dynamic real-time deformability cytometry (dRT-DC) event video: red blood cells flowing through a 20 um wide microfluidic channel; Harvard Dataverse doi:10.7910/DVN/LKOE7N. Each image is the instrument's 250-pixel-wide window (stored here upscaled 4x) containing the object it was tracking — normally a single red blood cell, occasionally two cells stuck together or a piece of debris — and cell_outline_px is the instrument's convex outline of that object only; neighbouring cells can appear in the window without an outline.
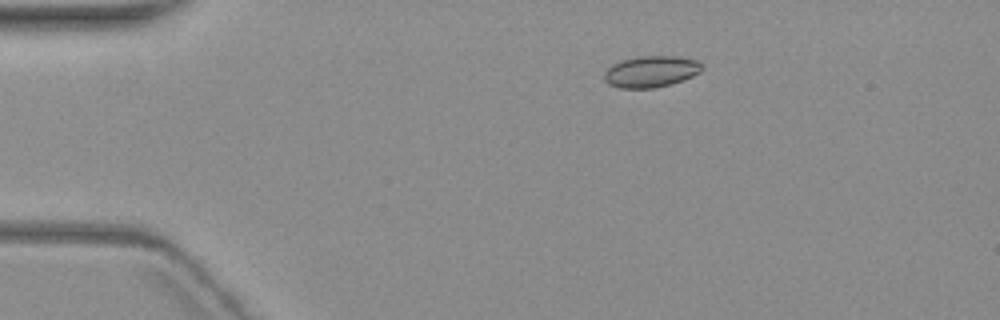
{"species": "common noctule bat (a hibernating species)", "species_latin": "Nyctalus noctula", "temperature_condition": "warm", "stored_images_in_passage": 4, "camera_frame_rate_fps": 3000, "um_per_image_px": 0.085, "animal": {"sex": "female", "body_mass_g": 19.3, "forearm_length_mm": 54.1}, "frame": {"image": 1, "passage_image": 2, "time_ms": 1.0, "image_size_px": [1000, 320], "cell_outline_px": [[704, 68], [700, 72], [692, 76], [672, 84], [656, 88], [620, 88], [608, 84], [604, 80], [604, 72], [612, 64], [620, 60], [640, 56], [672, 56], [696, 60], [704, 64]], "centroid_in_image_um": [55.33, 6.08], "position_along_channel_um": 29.7, "area_um2": 18.03}}